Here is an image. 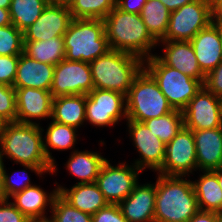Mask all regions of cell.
<instances>
[{
	"label": "cell",
	"mask_w": 222,
	"mask_h": 222,
	"mask_svg": "<svg viewBox=\"0 0 222 222\" xmlns=\"http://www.w3.org/2000/svg\"><path fill=\"white\" fill-rule=\"evenodd\" d=\"M144 68L152 75L169 104L176 110L182 111L203 86L200 80L165 65L156 54L144 60Z\"/></svg>",
	"instance_id": "7"
},
{
	"label": "cell",
	"mask_w": 222,
	"mask_h": 222,
	"mask_svg": "<svg viewBox=\"0 0 222 222\" xmlns=\"http://www.w3.org/2000/svg\"><path fill=\"white\" fill-rule=\"evenodd\" d=\"M147 0H116V6L127 13L140 14Z\"/></svg>",
	"instance_id": "41"
},
{
	"label": "cell",
	"mask_w": 222,
	"mask_h": 222,
	"mask_svg": "<svg viewBox=\"0 0 222 222\" xmlns=\"http://www.w3.org/2000/svg\"><path fill=\"white\" fill-rule=\"evenodd\" d=\"M199 180L192 181L199 210L222 213V189L212 171H203Z\"/></svg>",
	"instance_id": "26"
},
{
	"label": "cell",
	"mask_w": 222,
	"mask_h": 222,
	"mask_svg": "<svg viewBox=\"0 0 222 222\" xmlns=\"http://www.w3.org/2000/svg\"><path fill=\"white\" fill-rule=\"evenodd\" d=\"M16 173L17 172H14V174ZM20 173L22 175L21 176L19 175V178H17L18 180L15 181L13 180L15 175L12 174L11 176H9L6 172V169L4 170L3 183H2L1 191H0V198L9 199L16 193L22 192L27 187L33 186V184H31V181H30L31 179L29 177L28 172L25 170H21ZM23 175H25L24 178L22 177Z\"/></svg>",
	"instance_id": "36"
},
{
	"label": "cell",
	"mask_w": 222,
	"mask_h": 222,
	"mask_svg": "<svg viewBox=\"0 0 222 222\" xmlns=\"http://www.w3.org/2000/svg\"><path fill=\"white\" fill-rule=\"evenodd\" d=\"M117 165L112 166L106 160L96 179L99 190L109 204H119L126 199L139 182V173H142L133 163L128 165L120 162Z\"/></svg>",
	"instance_id": "9"
},
{
	"label": "cell",
	"mask_w": 222,
	"mask_h": 222,
	"mask_svg": "<svg viewBox=\"0 0 222 222\" xmlns=\"http://www.w3.org/2000/svg\"><path fill=\"white\" fill-rule=\"evenodd\" d=\"M17 116L16 122L23 124H39L34 118L43 120L51 118L53 96L48 90L35 88H15Z\"/></svg>",
	"instance_id": "16"
},
{
	"label": "cell",
	"mask_w": 222,
	"mask_h": 222,
	"mask_svg": "<svg viewBox=\"0 0 222 222\" xmlns=\"http://www.w3.org/2000/svg\"><path fill=\"white\" fill-rule=\"evenodd\" d=\"M192 132L196 147L197 169L202 172L222 167V127Z\"/></svg>",
	"instance_id": "20"
},
{
	"label": "cell",
	"mask_w": 222,
	"mask_h": 222,
	"mask_svg": "<svg viewBox=\"0 0 222 222\" xmlns=\"http://www.w3.org/2000/svg\"><path fill=\"white\" fill-rule=\"evenodd\" d=\"M165 45L164 54L156 55L165 65H168L194 79L204 83L205 74L201 71L194 49L190 41H159Z\"/></svg>",
	"instance_id": "19"
},
{
	"label": "cell",
	"mask_w": 222,
	"mask_h": 222,
	"mask_svg": "<svg viewBox=\"0 0 222 222\" xmlns=\"http://www.w3.org/2000/svg\"><path fill=\"white\" fill-rule=\"evenodd\" d=\"M170 12H174L185 4L192 3L195 0H160Z\"/></svg>",
	"instance_id": "43"
},
{
	"label": "cell",
	"mask_w": 222,
	"mask_h": 222,
	"mask_svg": "<svg viewBox=\"0 0 222 222\" xmlns=\"http://www.w3.org/2000/svg\"><path fill=\"white\" fill-rule=\"evenodd\" d=\"M50 211L52 222H92V215L72 207L59 194L54 198Z\"/></svg>",
	"instance_id": "33"
},
{
	"label": "cell",
	"mask_w": 222,
	"mask_h": 222,
	"mask_svg": "<svg viewBox=\"0 0 222 222\" xmlns=\"http://www.w3.org/2000/svg\"><path fill=\"white\" fill-rule=\"evenodd\" d=\"M213 21V1L195 0L170 13L168 30L161 41H190Z\"/></svg>",
	"instance_id": "8"
},
{
	"label": "cell",
	"mask_w": 222,
	"mask_h": 222,
	"mask_svg": "<svg viewBox=\"0 0 222 222\" xmlns=\"http://www.w3.org/2000/svg\"><path fill=\"white\" fill-rule=\"evenodd\" d=\"M8 122L0 116V137L5 130V126Z\"/></svg>",
	"instance_id": "50"
},
{
	"label": "cell",
	"mask_w": 222,
	"mask_h": 222,
	"mask_svg": "<svg viewBox=\"0 0 222 222\" xmlns=\"http://www.w3.org/2000/svg\"><path fill=\"white\" fill-rule=\"evenodd\" d=\"M173 110L155 79L143 67L134 78L126 96L127 120L143 122Z\"/></svg>",
	"instance_id": "6"
},
{
	"label": "cell",
	"mask_w": 222,
	"mask_h": 222,
	"mask_svg": "<svg viewBox=\"0 0 222 222\" xmlns=\"http://www.w3.org/2000/svg\"><path fill=\"white\" fill-rule=\"evenodd\" d=\"M0 116L8 123L16 122V90L12 86L0 84Z\"/></svg>",
	"instance_id": "35"
},
{
	"label": "cell",
	"mask_w": 222,
	"mask_h": 222,
	"mask_svg": "<svg viewBox=\"0 0 222 222\" xmlns=\"http://www.w3.org/2000/svg\"><path fill=\"white\" fill-rule=\"evenodd\" d=\"M19 55L0 56V84L13 87Z\"/></svg>",
	"instance_id": "37"
},
{
	"label": "cell",
	"mask_w": 222,
	"mask_h": 222,
	"mask_svg": "<svg viewBox=\"0 0 222 222\" xmlns=\"http://www.w3.org/2000/svg\"><path fill=\"white\" fill-rule=\"evenodd\" d=\"M198 211L192 181L158 174L154 222H188Z\"/></svg>",
	"instance_id": "3"
},
{
	"label": "cell",
	"mask_w": 222,
	"mask_h": 222,
	"mask_svg": "<svg viewBox=\"0 0 222 222\" xmlns=\"http://www.w3.org/2000/svg\"><path fill=\"white\" fill-rule=\"evenodd\" d=\"M213 8H222V0H212Z\"/></svg>",
	"instance_id": "51"
},
{
	"label": "cell",
	"mask_w": 222,
	"mask_h": 222,
	"mask_svg": "<svg viewBox=\"0 0 222 222\" xmlns=\"http://www.w3.org/2000/svg\"><path fill=\"white\" fill-rule=\"evenodd\" d=\"M215 22L222 28V8H213Z\"/></svg>",
	"instance_id": "45"
},
{
	"label": "cell",
	"mask_w": 222,
	"mask_h": 222,
	"mask_svg": "<svg viewBox=\"0 0 222 222\" xmlns=\"http://www.w3.org/2000/svg\"><path fill=\"white\" fill-rule=\"evenodd\" d=\"M47 5H68L69 0H43Z\"/></svg>",
	"instance_id": "46"
},
{
	"label": "cell",
	"mask_w": 222,
	"mask_h": 222,
	"mask_svg": "<svg viewBox=\"0 0 222 222\" xmlns=\"http://www.w3.org/2000/svg\"><path fill=\"white\" fill-rule=\"evenodd\" d=\"M197 169L196 147L193 132L183 126L178 134L166 144L165 160L157 174L167 176H190Z\"/></svg>",
	"instance_id": "10"
},
{
	"label": "cell",
	"mask_w": 222,
	"mask_h": 222,
	"mask_svg": "<svg viewBox=\"0 0 222 222\" xmlns=\"http://www.w3.org/2000/svg\"><path fill=\"white\" fill-rule=\"evenodd\" d=\"M86 95L53 98L51 120L78 129L86 122Z\"/></svg>",
	"instance_id": "24"
},
{
	"label": "cell",
	"mask_w": 222,
	"mask_h": 222,
	"mask_svg": "<svg viewBox=\"0 0 222 222\" xmlns=\"http://www.w3.org/2000/svg\"><path fill=\"white\" fill-rule=\"evenodd\" d=\"M203 86L222 99V62L205 75Z\"/></svg>",
	"instance_id": "40"
},
{
	"label": "cell",
	"mask_w": 222,
	"mask_h": 222,
	"mask_svg": "<svg viewBox=\"0 0 222 222\" xmlns=\"http://www.w3.org/2000/svg\"><path fill=\"white\" fill-rule=\"evenodd\" d=\"M29 222H52L49 217L47 219H42V220H31Z\"/></svg>",
	"instance_id": "52"
},
{
	"label": "cell",
	"mask_w": 222,
	"mask_h": 222,
	"mask_svg": "<svg viewBox=\"0 0 222 222\" xmlns=\"http://www.w3.org/2000/svg\"><path fill=\"white\" fill-rule=\"evenodd\" d=\"M110 50L126 52L143 61L152 57L158 42L150 35L140 14L127 13L117 6L103 19Z\"/></svg>",
	"instance_id": "2"
},
{
	"label": "cell",
	"mask_w": 222,
	"mask_h": 222,
	"mask_svg": "<svg viewBox=\"0 0 222 222\" xmlns=\"http://www.w3.org/2000/svg\"><path fill=\"white\" fill-rule=\"evenodd\" d=\"M63 38L69 61L90 64L110 50L102 19H72Z\"/></svg>",
	"instance_id": "5"
},
{
	"label": "cell",
	"mask_w": 222,
	"mask_h": 222,
	"mask_svg": "<svg viewBox=\"0 0 222 222\" xmlns=\"http://www.w3.org/2000/svg\"><path fill=\"white\" fill-rule=\"evenodd\" d=\"M11 0H0V8L9 9Z\"/></svg>",
	"instance_id": "49"
},
{
	"label": "cell",
	"mask_w": 222,
	"mask_h": 222,
	"mask_svg": "<svg viewBox=\"0 0 222 222\" xmlns=\"http://www.w3.org/2000/svg\"><path fill=\"white\" fill-rule=\"evenodd\" d=\"M218 212L199 210L188 222H217Z\"/></svg>",
	"instance_id": "42"
},
{
	"label": "cell",
	"mask_w": 222,
	"mask_h": 222,
	"mask_svg": "<svg viewBox=\"0 0 222 222\" xmlns=\"http://www.w3.org/2000/svg\"><path fill=\"white\" fill-rule=\"evenodd\" d=\"M4 170H5V166L3 162V156L0 153V191H1V186L3 183Z\"/></svg>",
	"instance_id": "47"
},
{
	"label": "cell",
	"mask_w": 222,
	"mask_h": 222,
	"mask_svg": "<svg viewBox=\"0 0 222 222\" xmlns=\"http://www.w3.org/2000/svg\"><path fill=\"white\" fill-rule=\"evenodd\" d=\"M162 142L169 143L184 126L182 111L174 109L172 112L158 118L143 121Z\"/></svg>",
	"instance_id": "31"
},
{
	"label": "cell",
	"mask_w": 222,
	"mask_h": 222,
	"mask_svg": "<svg viewBox=\"0 0 222 222\" xmlns=\"http://www.w3.org/2000/svg\"><path fill=\"white\" fill-rule=\"evenodd\" d=\"M170 11L160 0H147L140 13L150 35L161 41L168 30Z\"/></svg>",
	"instance_id": "29"
},
{
	"label": "cell",
	"mask_w": 222,
	"mask_h": 222,
	"mask_svg": "<svg viewBox=\"0 0 222 222\" xmlns=\"http://www.w3.org/2000/svg\"><path fill=\"white\" fill-rule=\"evenodd\" d=\"M55 66L30 58L24 52L19 55L14 88H35L50 91Z\"/></svg>",
	"instance_id": "21"
},
{
	"label": "cell",
	"mask_w": 222,
	"mask_h": 222,
	"mask_svg": "<svg viewBox=\"0 0 222 222\" xmlns=\"http://www.w3.org/2000/svg\"><path fill=\"white\" fill-rule=\"evenodd\" d=\"M155 201L156 183H137L119 206L128 222H154Z\"/></svg>",
	"instance_id": "18"
},
{
	"label": "cell",
	"mask_w": 222,
	"mask_h": 222,
	"mask_svg": "<svg viewBox=\"0 0 222 222\" xmlns=\"http://www.w3.org/2000/svg\"><path fill=\"white\" fill-rule=\"evenodd\" d=\"M46 6L43 0H11L9 8L11 22L24 32L39 18Z\"/></svg>",
	"instance_id": "30"
},
{
	"label": "cell",
	"mask_w": 222,
	"mask_h": 222,
	"mask_svg": "<svg viewBox=\"0 0 222 222\" xmlns=\"http://www.w3.org/2000/svg\"><path fill=\"white\" fill-rule=\"evenodd\" d=\"M72 19H104L116 7V0H69Z\"/></svg>",
	"instance_id": "32"
},
{
	"label": "cell",
	"mask_w": 222,
	"mask_h": 222,
	"mask_svg": "<svg viewBox=\"0 0 222 222\" xmlns=\"http://www.w3.org/2000/svg\"><path fill=\"white\" fill-rule=\"evenodd\" d=\"M94 88L111 90L127 96L144 61L132 54L109 50L90 63Z\"/></svg>",
	"instance_id": "4"
},
{
	"label": "cell",
	"mask_w": 222,
	"mask_h": 222,
	"mask_svg": "<svg viewBox=\"0 0 222 222\" xmlns=\"http://www.w3.org/2000/svg\"><path fill=\"white\" fill-rule=\"evenodd\" d=\"M24 53L36 61L57 65L65 59L63 37H54L44 41H24Z\"/></svg>",
	"instance_id": "28"
},
{
	"label": "cell",
	"mask_w": 222,
	"mask_h": 222,
	"mask_svg": "<svg viewBox=\"0 0 222 222\" xmlns=\"http://www.w3.org/2000/svg\"><path fill=\"white\" fill-rule=\"evenodd\" d=\"M182 114L184 126L192 131L222 127V99L202 86Z\"/></svg>",
	"instance_id": "13"
},
{
	"label": "cell",
	"mask_w": 222,
	"mask_h": 222,
	"mask_svg": "<svg viewBox=\"0 0 222 222\" xmlns=\"http://www.w3.org/2000/svg\"><path fill=\"white\" fill-rule=\"evenodd\" d=\"M93 89L89 63L63 59L55 65L50 88L53 98L73 94L88 95Z\"/></svg>",
	"instance_id": "12"
},
{
	"label": "cell",
	"mask_w": 222,
	"mask_h": 222,
	"mask_svg": "<svg viewBox=\"0 0 222 222\" xmlns=\"http://www.w3.org/2000/svg\"><path fill=\"white\" fill-rule=\"evenodd\" d=\"M30 220L9 199L0 198V222H29Z\"/></svg>",
	"instance_id": "39"
},
{
	"label": "cell",
	"mask_w": 222,
	"mask_h": 222,
	"mask_svg": "<svg viewBox=\"0 0 222 222\" xmlns=\"http://www.w3.org/2000/svg\"><path fill=\"white\" fill-rule=\"evenodd\" d=\"M217 222H222V213H219V214H218Z\"/></svg>",
	"instance_id": "53"
},
{
	"label": "cell",
	"mask_w": 222,
	"mask_h": 222,
	"mask_svg": "<svg viewBox=\"0 0 222 222\" xmlns=\"http://www.w3.org/2000/svg\"><path fill=\"white\" fill-rule=\"evenodd\" d=\"M24 52L23 32L13 24L0 27V56L20 55Z\"/></svg>",
	"instance_id": "34"
},
{
	"label": "cell",
	"mask_w": 222,
	"mask_h": 222,
	"mask_svg": "<svg viewBox=\"0 0 222 222\" xmlns=\"http://www.w3.org/2000/svg\"><path fill=\"white\" fill-rule=\"evenodd\" d=\"M76 132L78 131L75 127L61 124L53 120L47 127L45 137L43 138L45 141H43V143L45 154L49 162L53 165L52 173L56 174L57 164H55V159L49 149L51 148L57 151L72 149L75 143H77L78 134H76Z\"/></svg>",
	"instance_id": "27"
},
{
	"label": "cell",
	"mask_w": 222,
	"mask_h": 222,
	"mask_svg": "<svg viewBox=\"0 0 222 222\" xmlns=\"http://www.w3.org/2000/svg\"><path fill=\"white\" fill-rule=\"evenodd\" d=\"M190 43L205 75L222 62V28L215 21L200 30Z\"/></svg>",
	"instance_id": "17"
},
{
	"label": "cell",
	"mask_w": 222,
	"mask_h": 222,
	"mask_svg": "<svg viewBox=\"0 0 222 222\" xmlns=\"http://www.w3.org/2000/svg\"><path fill=\"white\" fill-rule=\"evenodd\" d=\"M218 178V183L222 189V167L212 171Z\"/></svg>",
	"instance_id": "48"
},
{
	"label": "cell",
	"mask_w": 222,
	"mask_h": 222,
	"mask_svg": "<svg viewBox=\"0 0 222 222\" xmlns=\"http://www.w3.org/2000/svg\"><path fill=\"white\" fill-rule=\"evenodd\" d=\"M57 195V188L47 194L40 186L33 185L16 193L11 198L14 200L12 202L14 206L31 221L47 219L46 207L50 205L49 209H51L53 200Z\"/></svg>",
	"instance_id": "23"
},
{
	"label": "cell",
	"mask_w": 222,
	"mask_h": 222,
	"mask_svg": "<svg viewBox=\"0 0 222 222\" xmlns=\"http://www.w3.org/2000/svg\"><path fill=\"white\" fill-rule=\"evenodd\" d=\"M92 222H128L119 204H108L92 215Z\"/></svg>",
	"instance_id": "38"
},
{
	"label": "cell",
	"mask_w": 222,
	"mask_h": 222,
	"mask_svg": "<svg viewBox=\"0 0 222 222\" xmlns=\"http://www.w3.org/2000/svg\"><path fill=\"white\" fill-rule=\"evenodd\" d=\"M72 20L68 5H47L39 18L24 32V41L63 37Z\"/></svg>",
	"instance_id": "15"
},
{
	"label": "cell",
	"mask_w": 222,
	"mask_h": 222,
	"mask_svg": "<svg viewBox=\"0 0 222 222\" xmlns=\"http://www.w3.org/2000/svg\"><path fill=\"white\" fill-rule=\"evenodd\" d=\"M106 160L107 159L98 152H91L88 150L78 151L76 149L72 151L65 165L72 176L81 180L77 183H92L96 182Z\"/></svg>",
	"instance_id": "25"
},
{
	"label": "cell",
	"mask_w": 222,
	"mask_h": 222,
	"mask_svg": "<svg viewBox=\"0 0 222 222\" xmlns=\"http://www.w3.org/2000/svg\"><path fill=\"white\" fill-rule=\"evenodd\" d=\"M86 122L97 127L113 126L127 120L126 96L111 90L94 88L86 95Z\"/></svg>",
	"instance_id": "11"
},
{
	"label": "cell",
	"mask_w": 222,
	"mask_h": 222,
	"mask_svg": "<svg viewBox=\"0 0 222 222\" xmlns=\"http://www.w3.org/2000/svg\"><path fill=\"white\" fill-rule=\"evenodd\" d=\"M44 129L39 124L9 122L0 137V153L25 170L34 171L37 176L53 174V165L49 162L43 143Z\"/></svg>",
	"instance_id": "1"
},
{
	"label": "cell",
	"mask_w": 222,
	"mask_h": 222,
	"mask_svg": "<svg viewBox=\"0 0 222 222\" xmlns=\"http://www.w3.org/2000/svg\"><path fill=\"white\" fill-rule=\"evenodd\" d=\"M56 186L58 194L72 207L90 215L109 204L96 182L76 183L70 189L61 185Z\"/></svg>",
	"instance_id": "22"
},
{
	"label": "cell",
	"mask_w": 222,
	"mask_h": 222,
	"mask_svg": "<svg viewBox=\"0 0 222 222\" xmlns=\"http://www.w3.org/2000/svg\"><path fill=\"white\" fill-rule=\"evenodd\" d=\"M11 24L12 22L9 9L0 8V27Z\"/></svg>",
	"instance_id": "44"
},
{
	"label": "cell",
	"mask_w": 222,
	"mask_h": 222,
	"mask_svg": "<svg viewBox=\"0 0 222 222\" xmlns=\"http://www.w3.org/2000/svg\"><path fill=\"white\" fill-rule=\"evenodd\" d=\"M128 131L139 152L140 159L134 165L141 171L146 168L158 171L165 160L166 144L162 142L143 122L126 120Z\"/></svg>",
	"instance_id": "14"
}]
</instances>
